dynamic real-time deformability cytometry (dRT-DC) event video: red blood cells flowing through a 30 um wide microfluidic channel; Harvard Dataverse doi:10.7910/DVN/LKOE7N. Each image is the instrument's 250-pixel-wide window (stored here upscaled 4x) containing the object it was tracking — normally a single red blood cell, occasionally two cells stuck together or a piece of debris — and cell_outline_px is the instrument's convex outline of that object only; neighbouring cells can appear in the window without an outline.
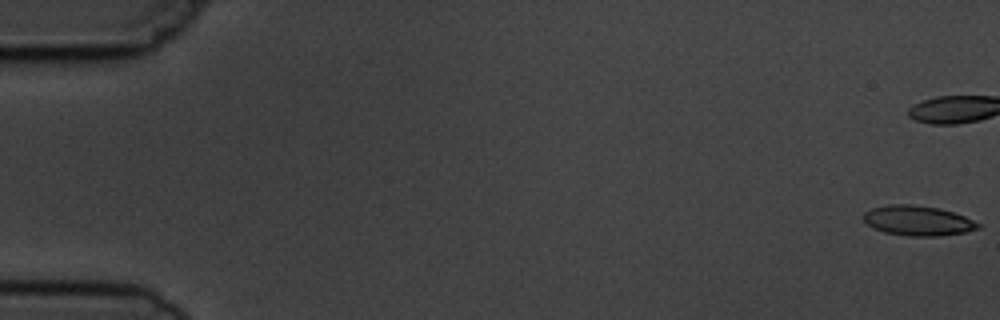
{"species": "common noctule bat (a hibernating species)", "species_latin": "Nyctalus noctula", "temperature_condition": "cold", "stored_images_in_passage": 9, "camera_frame_rate_fps": 3000, "um_per_image_px": 0.085, "animal": {"sex": "male", "body_mass_g": 19.5, "forearm_length_mm": 54.6}, "frame": {"image": 1, "passage_image": 1, "time_ms": 0.0, "image_size_px": [1000, 320], "cell_outline_px": [[980, 228], [964, 232], [936, 236], [908, 236], [884, 232], [872, 228], [864, 220], [864, 212], [872, 208], [888, 204], [912, 204], [940, 208], [964, 216], [980, 224]], "centroid_in_image_um": [77.99, 18.75], "position_along_channel_um": 7.0, "area_um2": 19.94}}
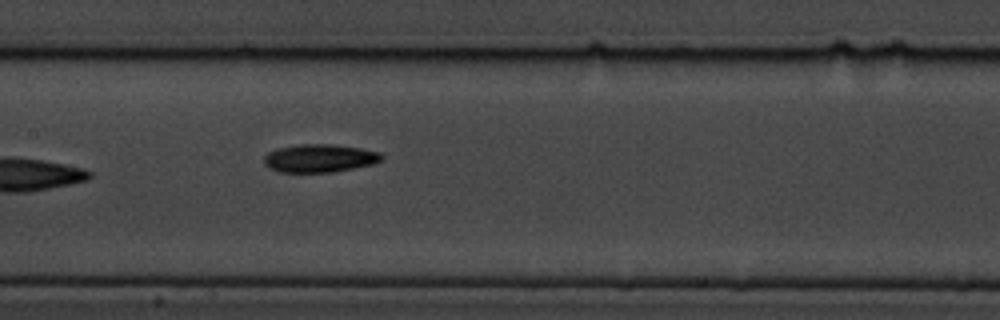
{"frame": {"image": 2, "passage_image": 9, "time_ms": 9.333, "image_size_px": [1000, 320], "cell_outline_px": [[384, 156], [380, 160], [372, 164], [332, 172], [280, 172], [268, 168], [264, 164], [264, 156], [268, 152], [276, 148], [300, 144], [332, 144], [360, 148], [380, 152]], "centroid_in_image_um": [27.12, 13.44], "position_along_channel_um": 180.3, "area_um2": 19.25}}